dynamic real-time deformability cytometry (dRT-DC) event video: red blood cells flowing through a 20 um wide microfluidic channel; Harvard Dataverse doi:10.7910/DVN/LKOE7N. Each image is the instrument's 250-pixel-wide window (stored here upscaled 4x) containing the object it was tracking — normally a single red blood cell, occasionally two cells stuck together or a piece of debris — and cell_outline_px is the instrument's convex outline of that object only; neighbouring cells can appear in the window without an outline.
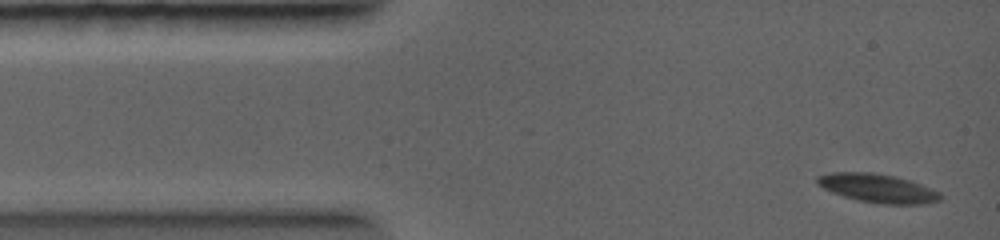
{"species": "common noctule bat (a hibernating species)", "species_latin": "Nyctalus noctula", "temperature_condition": "warm", "stored_images_in_passage": 33, "camera_frame_rate_fps": 5000, "um_per_image_px": 0.085, "animal": {"sex": "female", "body_mass_g": 19.0, "forearm_length_mm": 56.7}, "frame": {"image": 1, "passage_image": 1, "time_ms": 0.0, "image_size_px": [1000, 240], "cell_outline_px": [[944, 196], [940, 200], [920, 204], [884, 204], [856, 200], [832, 192], [816, 184], [816, 176], [832, 172], [872, 172], [892, 176], [908, 180], [920, 184], [940, 192]], "centroid_in_image_um": [74.58, 16.0], "position_along_channel_um": 10.4, "area_um2": 20.46}}
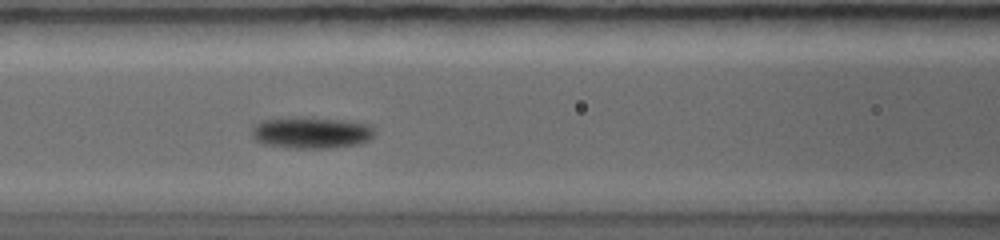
{"frame": {"image": 2, "passage_image": 13, "time_ms": 4.0, "image_size_px": [1000, 240], "cell_outline_px": [[376, 132], [368, 140], [356, 144], [332, 148], [288, 148], [264, 144], [256, 140], [252, 136], [252, 128], [256, 124], [264, 120], [280, 116], [304, 116], [348, 120], [372, 124]], "centroid_in_image_um": [26.46, 11.24], "position_along_channel_um": 140.1, "area_um2": 23.24}}
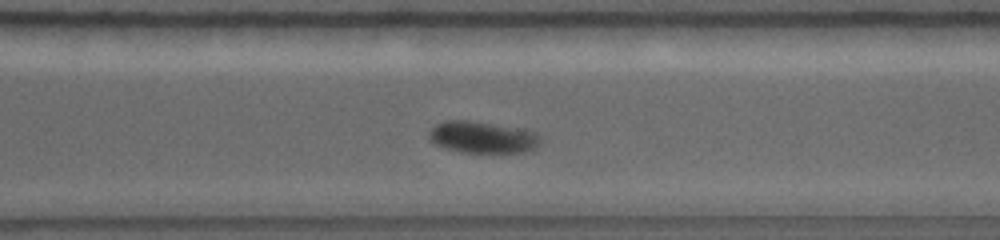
{"frame": {"image": 3, "passage_image": 26, "time_ms": 7.8, "image_size_px": [1000, 240], "cell_outline_px": [[540, 140], [532, 148], [524, 152], [460, 152], [444, 148], [436, 144], [428, 136], [428, 132], [436, 124], [444, 120], [472, 120], [536, 132], [540, 136]], "centroid_in_image_um": [40.94, 11.65], "position_along_channel_um": 329.7, "area_um2": 20.29}}